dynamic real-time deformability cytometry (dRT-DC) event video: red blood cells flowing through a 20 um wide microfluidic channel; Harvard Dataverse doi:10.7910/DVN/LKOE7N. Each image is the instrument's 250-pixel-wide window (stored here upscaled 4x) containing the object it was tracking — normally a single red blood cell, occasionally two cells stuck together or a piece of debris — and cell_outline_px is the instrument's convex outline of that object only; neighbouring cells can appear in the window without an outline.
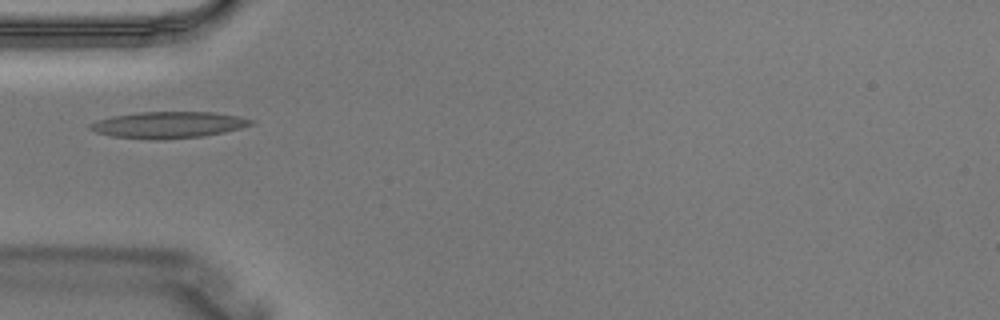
{"species": "Egyptian fruit bat (a non-hibernating species)", "species_latin": "Rousettus aegyptiacus", "temperature_condition": "warm", "stored_images_in_passage": 4, "camera_frame_rate_fps": 3000, "um_per_image_px": 0.085, "animal": {"sex": "male"}, "frame": {"image": 1, "passage_image": 4, "time_ms": 1.0, "image_size_px": [1000, 320], "cell_outline_px": [[256, 124], [224, 132], [204, 136], [164, 140], [152, 140], [112, 136], [96, 132], [88, 128], [88, 124], [96, 120], [112, 116], [136, 112], [216, 112], [240, 116], [256, 120]], "centroid_in_image_um": [14.34, 10.61], "position_along_channel_um": 70.7, "area_um2": 25.26}}